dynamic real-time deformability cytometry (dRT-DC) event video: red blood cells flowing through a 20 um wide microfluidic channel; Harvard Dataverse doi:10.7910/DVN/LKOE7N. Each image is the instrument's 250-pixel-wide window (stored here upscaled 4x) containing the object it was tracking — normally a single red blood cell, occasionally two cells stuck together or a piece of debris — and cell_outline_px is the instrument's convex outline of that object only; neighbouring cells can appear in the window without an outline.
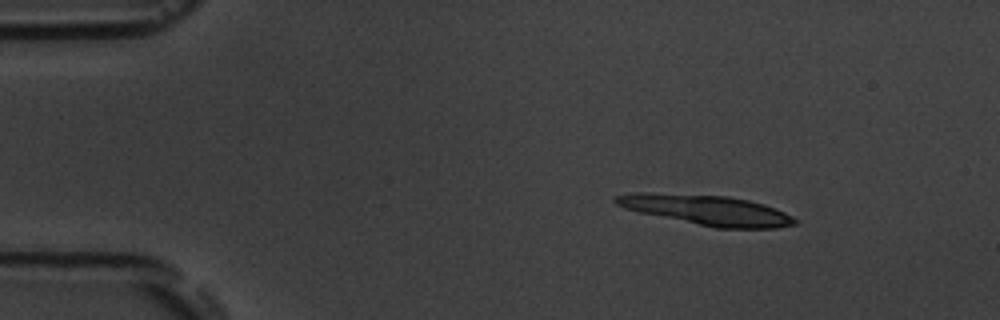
{"species": "common noctule bat (a hibernating species)", "species_latin": "Nyctalus noctula", "temperature_condition": "room temperature", "stored_images_in_passage": 6, "camera_frame_rate_fps": 3000, "um_per_image_px": 0.085, "animal": {"sex": "male", "body_mass_g": 19.5, "forearm_length_mm": 54.6}, "frame": {"image": 1, "passage_image": 1, "time_ms": 0.0, "image_size_px": [1000, 320], "cell_outline_px": [[796, 224], [776, 228], [716, 228], [640, 212], [624, 208], [616, 204], [612, 200], [616, 196], [636, 192], [644, 192], [728, 196], [748, 200], [764, 204], [784, 212], [792, 216], [796, 220]], "centroid_in_image_um": [60.07, 17.85], "position_along_channel_um": 24.9, "area_um2": 31.04}}
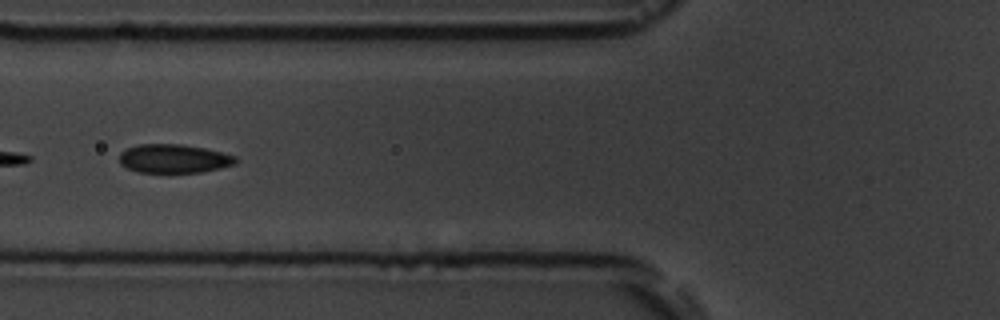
{"frame": {"image": 2, "passage_image": 5, "time_ms": 4.667, "image_size_px": [1000, 320], "cell_outline_px": [[240, 160], [236, 164], [220, 168], [200, 172], [136, 172], [120, 164], [120, 152], [128, 148], [140, 144], [180, 144], [204, 148], [236, 156]], "centroid_in_image_um": [14.8, 13.48], "position_along_channel_um": 111.0, "area_um2": 19.42}}
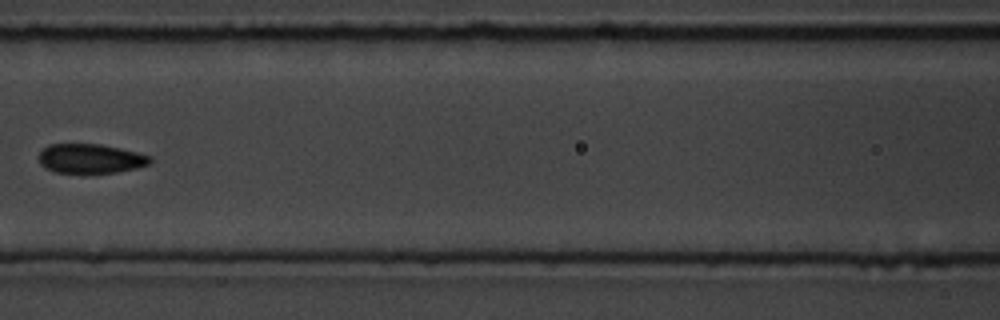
{"frame": {"image": 3, "passage_image": 6, "time_ms": 6.0, "image_size_px": [1000, 320], "cell_outline_px": [[152, 160], [148, 164], [136, 168], [116, 172], [56, 172], [44, 168], [40, 164], [40, 152], [48, 144], [100, 144], [120, 148], [152, 156]], "centroid_in_image_um": [7.69, 13.47], "position_along_channel_um": 158.9, "area_um2": 18.84}}